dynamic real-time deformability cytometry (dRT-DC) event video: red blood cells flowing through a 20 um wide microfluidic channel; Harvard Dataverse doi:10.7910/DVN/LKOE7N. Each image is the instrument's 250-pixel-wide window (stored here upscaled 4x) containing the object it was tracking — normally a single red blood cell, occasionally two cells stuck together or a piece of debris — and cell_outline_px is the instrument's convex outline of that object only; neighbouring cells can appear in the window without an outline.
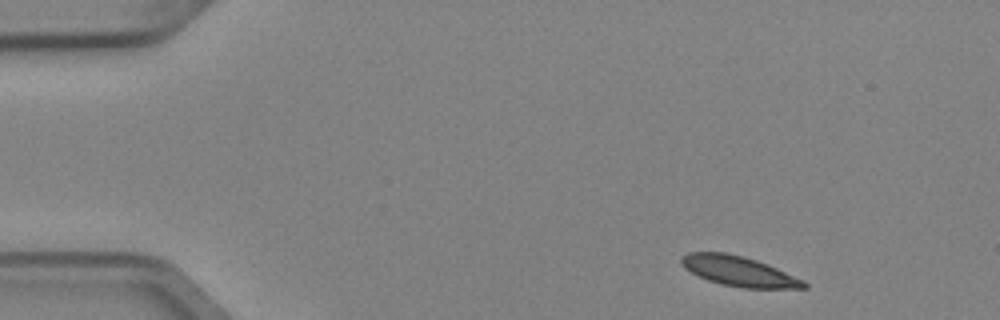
{"species": "Egyptian fruit bat (a non-hibernating species)", "species_latin": "Rousettus aegyptiacus", "temperature_condition": "cold", "stored_images_in_passage": 4, "segment_of_instrument_passage": [1, 2], "camera_frame_rate_fps": 3000, "um_per_image_px": 0.085, "animal": {"sex": "female"}, "frame": {"image": 1, "passage_image": 1, "time_ms": 0.0, "image_size_px": [1000, 320], "cell_outline_px": [[808, 288], [744, 288], [720, 284], [708, 280], [684, 268], [680, 260], [680, 256], [688, 252], [724, 252], [744, 256], [768, 264], [804, 280], [808, 284]], "centroid_in_image_um": [62.8, 23.04], "position_along_channel_um": 22.2, "area_um2": 21.44}}